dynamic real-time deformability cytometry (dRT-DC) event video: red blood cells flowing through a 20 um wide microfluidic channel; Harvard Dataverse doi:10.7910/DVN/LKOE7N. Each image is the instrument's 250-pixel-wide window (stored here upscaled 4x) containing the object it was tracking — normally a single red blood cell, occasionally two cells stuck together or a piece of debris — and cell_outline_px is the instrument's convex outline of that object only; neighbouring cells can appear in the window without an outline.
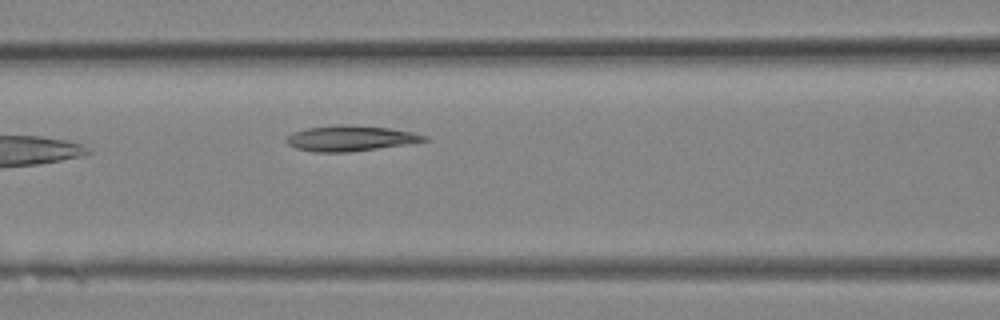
{"species": "Egyptian fruit bat (a non-hibernating species)", "species_latin": "Rousettus aegyptiacus", "temperature_condition": "room temperature", "stored_images_in_passage": 7, "camera_frame_rate_fps": 3000, "um_per_image_px": 0.085, "animal": {"sex": "female"}, "frame": {"image": 1, "passage_image": 7, "time_ms": 2.0, "image_size_px": [1000, 320], "cell_outline_px": [[428, 140], [408, 144], [348, 152], [316, 152], [296, 148], [288, 144], [284, 140], [292, 132], [308, 128], [340, 124], [344, 124], [388, 128], [412, 132], [428, 136]], "centroid_in_image_um": [29.77, 11.75], "position_along_channel_um": 136.8, "area_um2": 20.35}}